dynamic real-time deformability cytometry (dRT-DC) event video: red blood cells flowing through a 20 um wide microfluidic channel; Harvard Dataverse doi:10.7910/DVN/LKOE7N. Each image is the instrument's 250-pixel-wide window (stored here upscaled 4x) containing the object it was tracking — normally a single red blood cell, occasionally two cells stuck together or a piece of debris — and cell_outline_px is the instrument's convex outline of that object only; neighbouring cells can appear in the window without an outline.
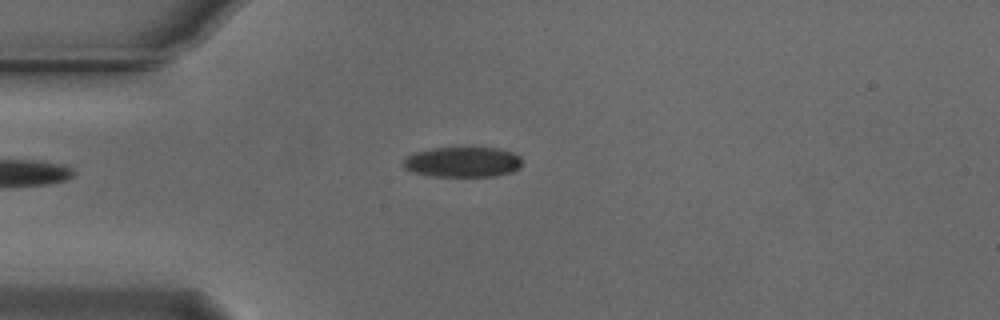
{"species": "Egyptian fruit bat (a non-hibernating species)", "species_latin": "Rousettus aegyptiacus", "temperature_condition": "cold", "stored_images_in_passage": 38, "camera_frame_rate_fps": 3000, "um_per_image_px": 0.085, "animal": {"sex": "male"}, "frame": {"image": 1, "passage_image": 1, "time_ms": 0.0, "image_size_px": [1000, 320], "cell_outline_px": [[520, 168], [512, 172], [496, 176], [428, 176], [412, 172], [404, 168], [404, 160], [408, 156], [416, 152], [432, 148], [496, 148], [512, 152], [520, 156]], "centroid_in_image_um": [39.33, 13.78], "position_along_channel_um": 45.7, "area_um2": 20.87}}
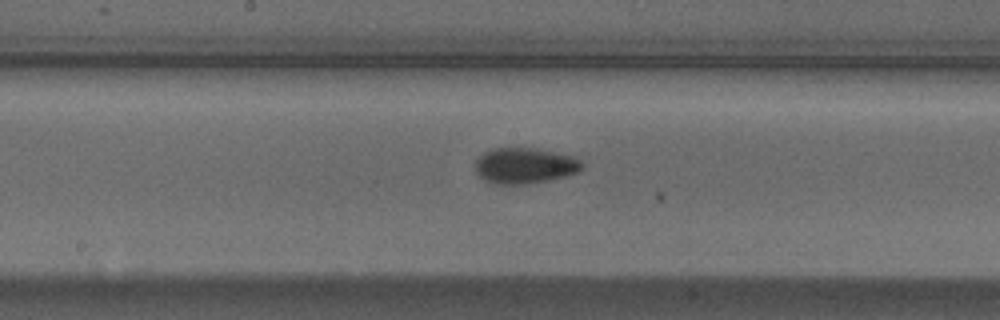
{"frame": {"image": 2, "passage_image": 15, "time_ms": 4.667, "image_size_px": [1000, 320], "cell_outline_px": [[584, 168], [576, 172], [564, 176], [548, 180], [524, 184], [496, 184], [484, 180], [476, 172], [476, 160], [484, 152], [496, 148], [536, 148], [572, 156], [580, 160], [584, 164]], "centroid_in_image_um": [44.61, 14.08], "position_along_channel_um": 203.6, "area_um2": 22.08}}
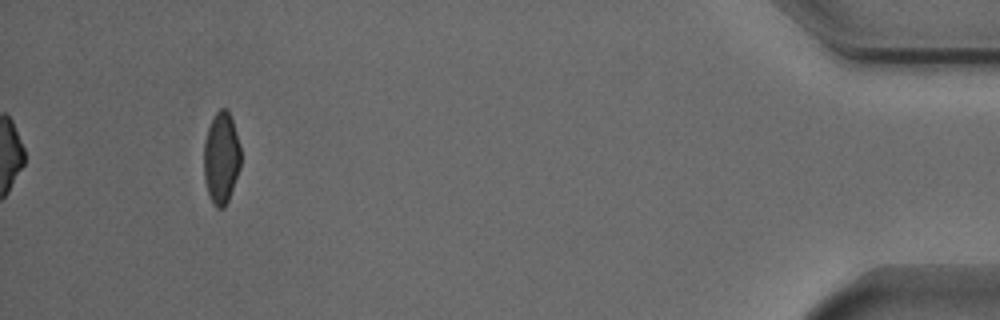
{"frame": {"image": 3, "passage_image": 38, "time_ms": 12.333, "image_size_px": [1000, 320], "cell_outline_px": [[240, 168], [228, 200], [224, 208], [216, 208], [212, 204], [208, 196], [204, 176], [204, 144], [208, 128], [216, 112], [220, 108], [228, 108], [240, 144]], "centroid_in_image_um": [18.8, 13.44], "position_along_channel_um": 416.4, "area_um2": 19.77}, "authors_computed_cell_mechanics": {"area_um2": 21.6172, "velocity_mm_per_s": 3.7336, "shape_relaxation_time_tau1_ms": 7.0182, "shape_relaxation_time_tau2_ms": 9.0377, "deformation_change_tau1": 0.181, "deformation_change_tau2": 0.1149}}